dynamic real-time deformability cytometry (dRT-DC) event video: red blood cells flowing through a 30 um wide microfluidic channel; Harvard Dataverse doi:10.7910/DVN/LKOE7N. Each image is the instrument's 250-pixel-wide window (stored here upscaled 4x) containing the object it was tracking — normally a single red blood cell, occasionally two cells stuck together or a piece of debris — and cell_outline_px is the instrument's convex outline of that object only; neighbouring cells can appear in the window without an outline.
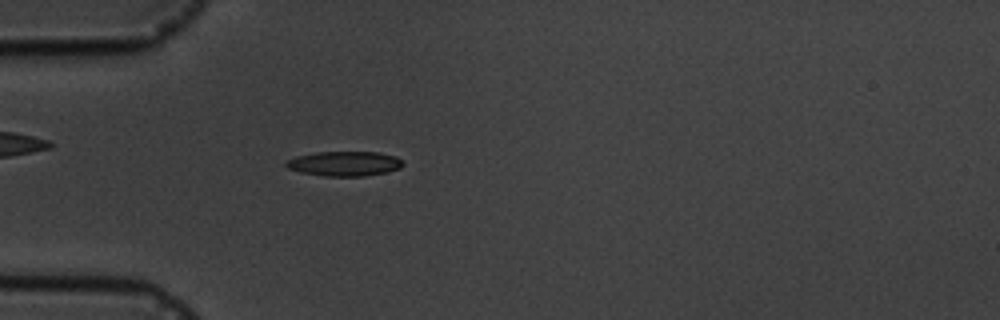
{"species": "common noctule bat (a hibernating species)", "species_latin": "Nyctalus noctula", "temperature_condition": "cold", "stored_images_in_passage": 1, "camera_frame_rate_fps": 3000, "um_per_image_px": 0.085, "animal": {"sex": "male", "body_mass_g": 19.5, "forearm_length_mm": 54.6}, "frame": {"image": 1, "passage_image": 1, "time_ms": 0.0, "image_size_px": [1000, 320], "cell_outline_px": [[404, 164], [400, 168], [388, 172], [364, 176], [324, 176], [300, 172], [288, 168], [284, 164], [288, 160], [296, 156], [316, 152], [380, 152], [396, 156]], "centroid_in_image_um": [29.29, 13.91], "position_along_channel_um": 55.7, "area_um2": 16.88}}